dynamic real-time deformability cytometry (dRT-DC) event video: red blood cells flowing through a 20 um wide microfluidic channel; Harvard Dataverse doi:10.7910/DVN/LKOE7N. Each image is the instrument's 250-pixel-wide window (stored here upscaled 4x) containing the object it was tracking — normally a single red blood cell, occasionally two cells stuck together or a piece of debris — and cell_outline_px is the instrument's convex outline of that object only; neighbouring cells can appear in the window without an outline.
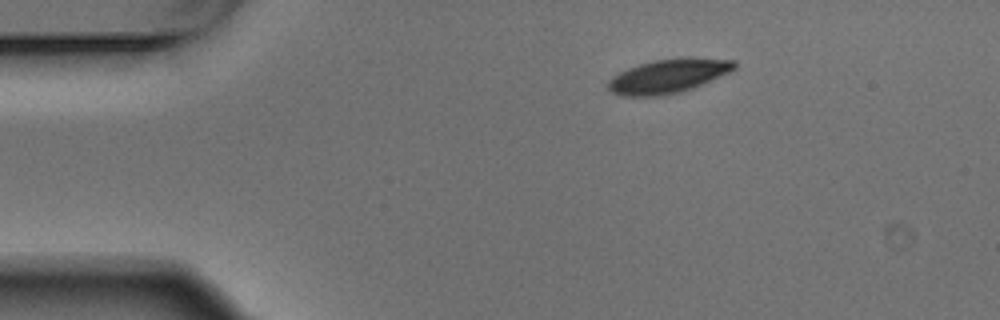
{"species": "Egyptian fruit bat (a non-hibernating species)", "species_latin": "Rousettus aegyptiacus", "temperature_condition": "warm", "stored_images_in_passage": 2, "camera_frame_rate_fps": 3000, "um_per_image_px": 0.085, "animal": {"sex": "male"}, "frame": {"image": 1, "passage_image": 1, "time_ms": 0.0, "image_size_px": [1000, 320], "cell_outline_px": [[736, 68], [728, 72], [692, 88], [680, 92], [656, 96], [620, 96], [612, 92], [608, 88], [608, 80], [612, 76], [628, 68], [640, 64], [656, 60], [684, 56], [692, 56], [736, 60]], "centroid_in_image_um": [56.81, 6.44], "position_along_channel_um": 28.2, "area_um2": 25.09}}